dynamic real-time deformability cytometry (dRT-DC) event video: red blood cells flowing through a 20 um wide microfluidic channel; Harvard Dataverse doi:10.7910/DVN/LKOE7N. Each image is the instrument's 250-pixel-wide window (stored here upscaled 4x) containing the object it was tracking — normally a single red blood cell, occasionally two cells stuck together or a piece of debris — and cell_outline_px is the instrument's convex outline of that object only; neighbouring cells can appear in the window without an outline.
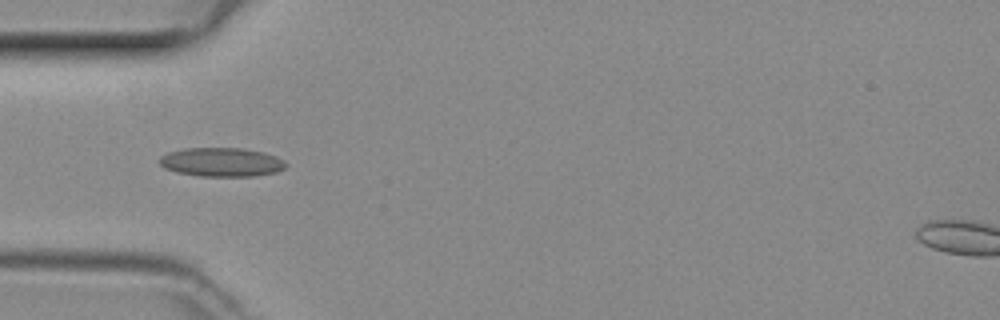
{"species": "common noctule bat (a hibernating species)", "species_latin": "Nyctalus noctula", "temperature_condition": "room temperature", "stored_images_in_passage": 3, "camera_frame_rate_fps": 3000, "um_per_image_px": 0.085, "animal": {"sex": "female", "body_mass_g": 29.2, "forearm_length_mm": 56.3}, "frame": {"image": 1, "passage_image": 1, "time_ms": 0.0, "image_size_px": [1000, 320], "cell_outline_px": [[288, 164], [284, 168], [276, 172], [252, 176], [196, 176], [176, 172], [164, 168], [160, 164], [160, 156], [168, 152], [184, 148], [240, 148], [264, 152], [276, 156], [284, 160]], "centroid_in_image_um": [18.82, 13.78], "position_along_channel_um": 66.2, "area_um2": 21.39}}